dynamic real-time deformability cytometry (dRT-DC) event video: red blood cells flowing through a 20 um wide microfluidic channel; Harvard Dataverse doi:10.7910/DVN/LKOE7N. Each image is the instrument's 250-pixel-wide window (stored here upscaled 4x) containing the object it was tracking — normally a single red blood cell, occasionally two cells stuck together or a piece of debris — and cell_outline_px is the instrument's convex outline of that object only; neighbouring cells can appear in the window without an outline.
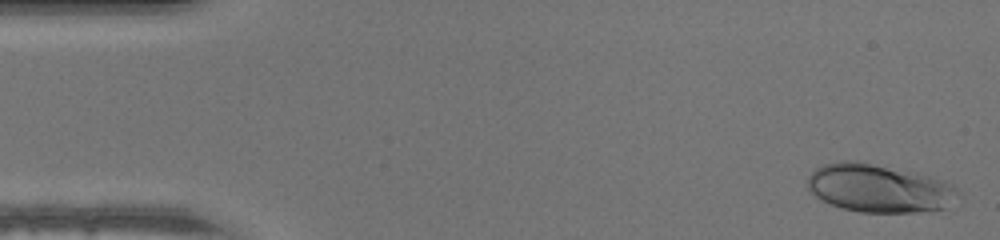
{"species": "human", "species_latin": "Homo sapiens", "temperature_condition": "warm", "stored_images_in_passage": 47, "camera_frame_rate_fps": 3000, "um_per_image_px": 0.085, "donor": {"sex": "male"}, "frame": {"image": 1, "passage_image": 1, "time_ms": 0.0, "image_size_px": [1000, 240], "cell_outline_px": [[960, 196], [944, 208], [916, 212], [860, 212], [840, 208], [816, 196], [808, 188], [808, 176], [816, 168], [824, 164], [844, 160], [856, 160], [928, 176], [944, 180], [952, 184], [960, 192]], "centroid_in_image_um": [74.72, 16.0], "position_along_channel_um": 10.3, "area_um2": 41.91}}
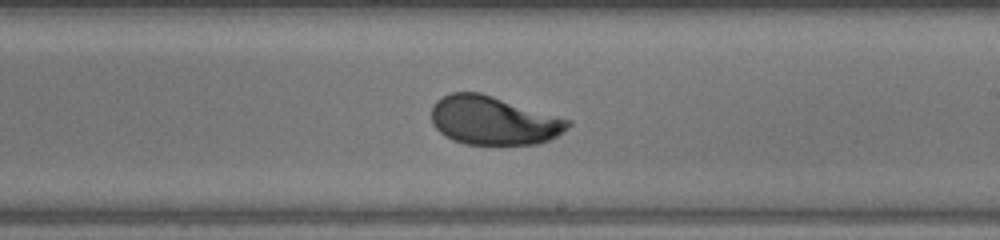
{"frame": {"image": 2, "passage_image": 27, "time_ms": 8.667, "image_size_px": [1000, 240], "cell_outline_px": [[572, 124], [568, 128], [556, 136], [548, 140], [536, 144], [464, 144], [452, 140], [444, 136], [432, 124], [432, 104], [436, 100], [452, 92], [480, 92], [572, 120]], "centroid_in_image_um": [41.93, 10.24], "position_along_channel_um": 247.1, "area_um2": 38.73}}
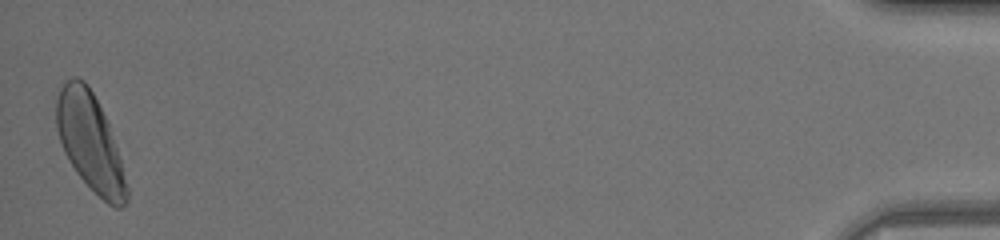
{"frame": {"image": 3, "passage_image": 47, "time_ms": 15.333, "image_size_px": [1000, 240], "cell_outline_px": [[128, 200], [120, 208], [116, 208], [108, 204], [76, 172], [68, 160], [64, 152], [56, 128], [56, 96], [60, 88], [72, 76], [76, 76], [84, 80], [92, 92], [108, 124], [120, 156], [128, 188]], "centroid_in_image_um": [7.65, 12.07], "position_along_channel_um": 427.6, "area_um2": 39.36}}